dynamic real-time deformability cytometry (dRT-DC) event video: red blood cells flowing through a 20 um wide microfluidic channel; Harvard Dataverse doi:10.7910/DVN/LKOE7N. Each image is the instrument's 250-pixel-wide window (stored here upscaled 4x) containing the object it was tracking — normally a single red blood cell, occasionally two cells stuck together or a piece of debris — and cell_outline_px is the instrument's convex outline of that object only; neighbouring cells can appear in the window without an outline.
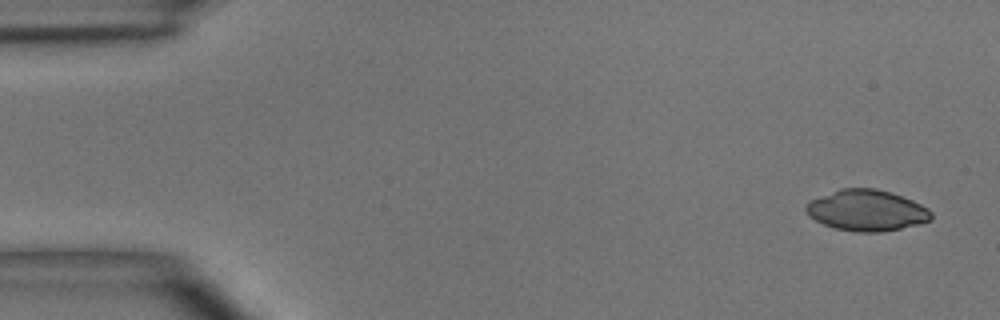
{"species": "common noctule bat (a hibernating species)", "species_latin": "Nyctalus noctula", "temperature_condition": "room temperature", "stored_images_in_passage": 5, "camera_frame_rate_fps": 3000, "um_per_image_px": 0.085, "animal": {"sex": "male", "body_mass_g": 15.6}, "frame": {"image": 1, "passage_image": 1, "time_ms": 0.0, "image_size_px": [1000, 320], "cell_outline_px": [[932, 220], [920, 224], [880, 232], [856, 232], [836, 228], [824, 224], [808, 216], [804, 208], [804, 204], [812, 200], [840, 188], [876, 188], [912, 200], [928, 208], [932, 212]], "centroid_in_image_um": [73.67, 17.89], "position_along_channel_um": 11.3, "area_um2": 29.82}}